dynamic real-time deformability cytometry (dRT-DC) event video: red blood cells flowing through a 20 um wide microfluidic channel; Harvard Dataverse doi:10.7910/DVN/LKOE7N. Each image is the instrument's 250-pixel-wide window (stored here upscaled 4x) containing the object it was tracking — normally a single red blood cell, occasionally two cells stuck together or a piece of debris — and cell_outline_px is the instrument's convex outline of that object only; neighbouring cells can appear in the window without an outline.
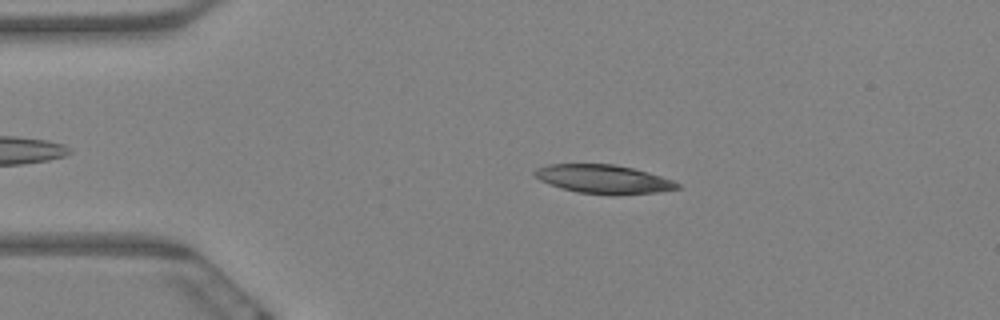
{"species": "Egyptian fruit bat (a non-hibernating species)", "species_latin": "Rousettus aegyptiacus", "temperature_condition": "warm", "stored_images_in_passage": 7, "camera_frame_rate_fps": 3000, "um_per_image_px": 0.085, "animal": {"sex": "female"}, "frame": {"image": 1, "passage_image": 3, "time_ms": 0.667, "image_size_px": [1000, 320], "cell_outline_px": [[680, 188], [656, 192], [612, 196], [576, 192], [560, 188], [548, 184], [532, 176], [532, 172], [536, 168], [548, 164], [612, 164], [632, 168], [648, 172], [672, 180], [680, 184]], "centroid_in_image_um": [51.24, 15.24], "position_along_channel_um": 33.8, "area_um2": 24.16}}
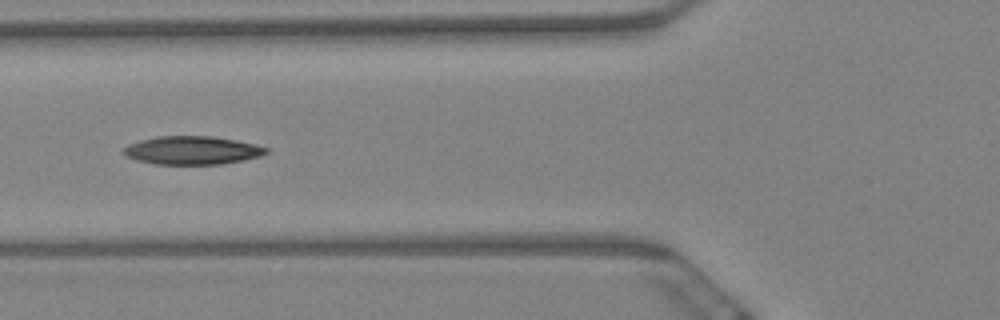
{"frame": {"image": 2, "passage_image": 6, "time_ms": 1.667, "image_size_px": [1000, 320], "cell_outline_px": [[268, 152], [260, 156], [244, 160], [220, 164], [156, 164], [136, 160], [124, 156], [120, 152], [128, 144], [140, 140], [156, 136], [212, 136], [236, 140], [256, 144], [268, 148]], "centroid_in_image_um": [16.3, 12.77], "position_along_channel_um": 109.5, "area_um2": 23.7}}
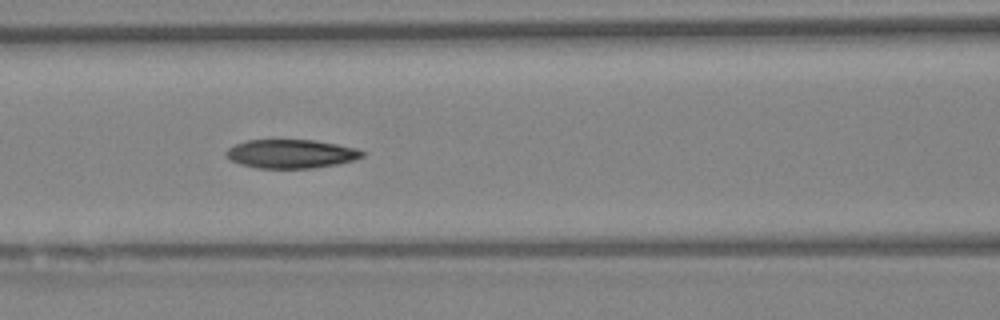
{"frame": {"image": 3, "passage_image": 7, "time_ms": 2.0, "image_size_px": [1000, 320], "cell_outline_px": [[364, 156], [356, 160], [336, 164], [312, 168], [256, 168], [240, 164], [232, 160], [224, 152], [228, 148], [236, 144], [248, 140], [316, 140], [356, 148], [364, 152]], "centroid_in_image_um": [24.76, 13.07], "position_along_channel_um": 141.8, "area_um2": 22.72}}